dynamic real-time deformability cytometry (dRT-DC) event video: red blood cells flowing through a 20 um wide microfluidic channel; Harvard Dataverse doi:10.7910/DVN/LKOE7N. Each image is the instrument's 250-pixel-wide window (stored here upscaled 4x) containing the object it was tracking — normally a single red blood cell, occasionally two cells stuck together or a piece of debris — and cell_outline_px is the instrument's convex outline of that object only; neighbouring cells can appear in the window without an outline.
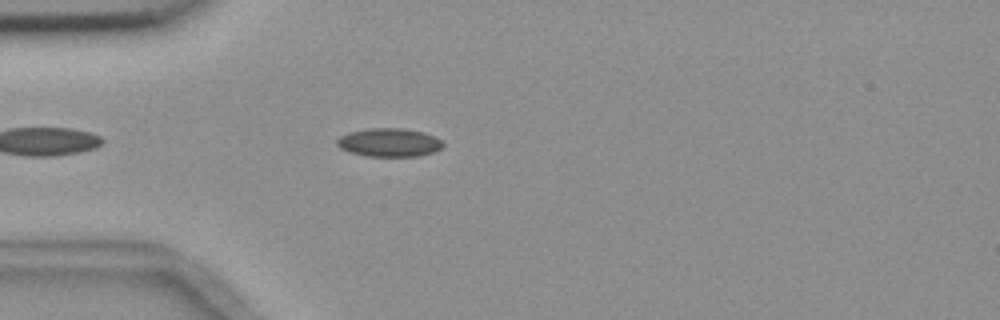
{"species": "common noctule bat (a hibernating species)", "species_latin": "Nyctalus noctula", "temperature_condition": "room temperature", "stored_images_in_passage": 3, "camera_frame_rate_fps": 3000, "um_per_image_px": 0.085, "animal": {"sex": "female", "body_mass_g": 18.4}, "frame": {"image": 1, "passage_image": 2, "time_ms": 1.333, "image_size_px": [1000, 320], "cell_outline_px": [[444, 144], [440, 148], [432, 152], [416, 156], [368, 156], [348, 152], [340, 148], [336, 144], [336, 140], [340, 136], [348, 132], [368, 128], [404, 128], [424, 132], [436, 136], [444, 140]], "centroid_in_image_um": [33.08, 12.09], "position_along_channel_um": 51.9, "area_um2": 17.74}}